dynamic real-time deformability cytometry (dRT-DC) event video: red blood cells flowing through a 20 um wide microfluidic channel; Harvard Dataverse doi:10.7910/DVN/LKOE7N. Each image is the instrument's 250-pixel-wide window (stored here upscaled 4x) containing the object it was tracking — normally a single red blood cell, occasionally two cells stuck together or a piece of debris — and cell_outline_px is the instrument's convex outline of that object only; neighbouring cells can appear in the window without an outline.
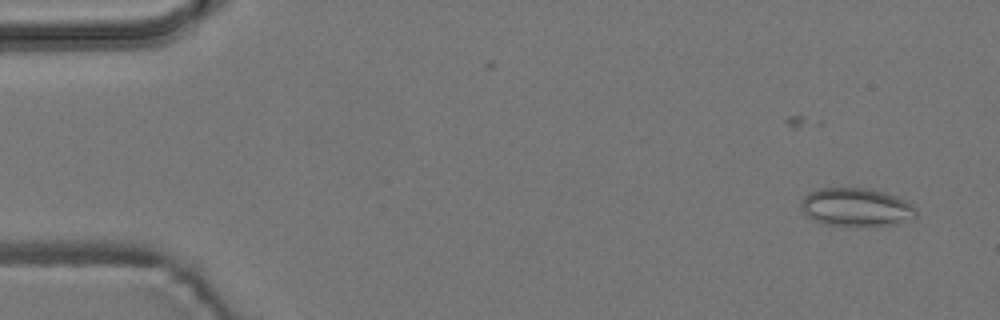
{"species": "common noctule bat (a hibernating species)", "species_latin": "Nyctalus noctula", "temperature_condition": "room temperature", "stored_images_in_passage": 6, "camera_frame_rate_fps": 3000, "um_per_image_px": 0.085, "animal": {"sex": "male", "body_mass_g": 19.2, "forearm_length_mm": 51.8}, "frame": {"image": 1, "passage_image": 3, "time_ms": 2.333, "image_size_px": [1000, 320], "cell_outline_px": [[916, 216], [892, 224], [824, 224], [808, 216], [800, 208], [800, 204], [804, 196], [808, 192], [820, 188], [872, 188], [896, 196], [912, 204], [916, 208]], "centroid_in_image_um": [72.74, 17.56], "position_along_channel_um": 12.3, "area_um2": 25.03}}